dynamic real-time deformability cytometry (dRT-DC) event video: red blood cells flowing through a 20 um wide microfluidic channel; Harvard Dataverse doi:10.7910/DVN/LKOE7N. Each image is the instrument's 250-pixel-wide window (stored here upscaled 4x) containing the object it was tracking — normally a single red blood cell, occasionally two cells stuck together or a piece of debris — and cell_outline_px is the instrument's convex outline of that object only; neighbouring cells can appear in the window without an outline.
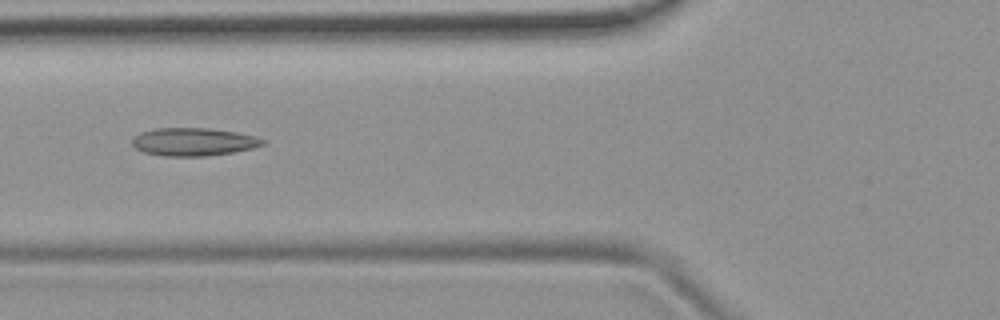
{"species": "common noctule bat (a hibernating species)", "species_latin": "Nyctalus noctula", "temperature_condition": "room temperature", "stored_images_in_passage": 6, "camera_frame_rate_fps": 3000, "um_per_image_px": 0.085, "animal": {"sex": "female", "body_mass_g": 19.9}, "frame": {"image": 1, "passage_image": 6, "time_ms": 1.667, "image_size_px": [1000, 320], "cell_outline_px": [[268, 140], [264, 144], [252, 148], [232, 152], [208, 156], [164, 156], [144, 152], [136, 148], [132, 144], [132, 140], [140, 132], [156, 128], [208, 128], [236, 132], [256, 136]], "centroid_in_image_um": [16.47, 12.05], "position_along_channel_um": 109.3, "area_um2": 21.27}}